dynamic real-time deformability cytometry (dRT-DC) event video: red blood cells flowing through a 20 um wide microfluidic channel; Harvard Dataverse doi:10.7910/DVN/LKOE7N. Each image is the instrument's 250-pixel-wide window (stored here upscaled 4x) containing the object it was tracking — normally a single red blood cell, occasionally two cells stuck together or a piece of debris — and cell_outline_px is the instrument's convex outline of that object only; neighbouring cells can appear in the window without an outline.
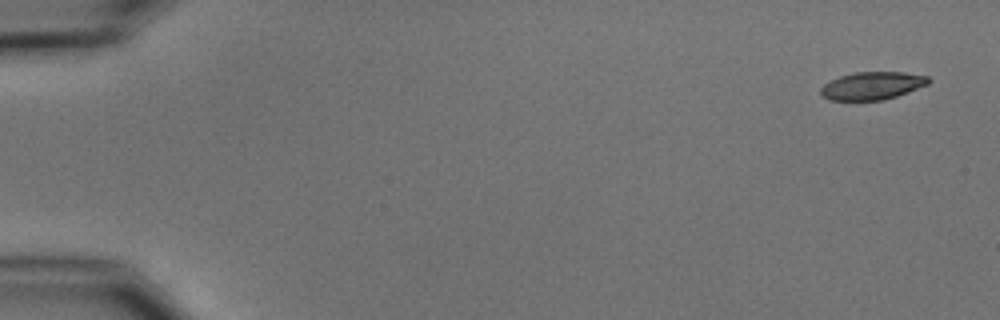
{"species": "common noctule bat (a hibernating species)", "species_latin": "Nyctalus noctula", "temperature_condition": "cold", "stored_images_in_passage": 5, "camera_frame_rate_fps": 3000, "um_per_image_px": 0.085, "animal": {"sex": "male", "body_mass_g": 15.6}, "frame": {"image": 1, "passage_image": 1, "time_ms": 0.0, "image_size_px": [1000, 320], "cell_outline_px": [[932, 80], [928, 84], [908, 92], [884, 100], [828, 100], [820, 96], [820, 88], [824, 84], [840, 76], [856, 72], [904, 72], [928, 76]], "centroid_in_image_um": [74.13, 7.29], "position_along_channel_um": 10.9, "area_um2": 17.51}}